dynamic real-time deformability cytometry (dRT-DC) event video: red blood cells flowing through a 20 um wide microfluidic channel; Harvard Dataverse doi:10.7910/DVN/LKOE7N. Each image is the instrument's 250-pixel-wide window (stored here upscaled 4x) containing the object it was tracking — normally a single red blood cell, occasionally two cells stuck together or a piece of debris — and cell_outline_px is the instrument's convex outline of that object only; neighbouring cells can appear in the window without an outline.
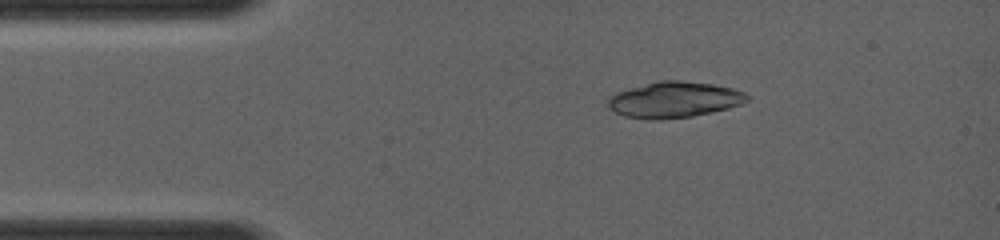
{"species": "common noctule bat (a hibernating species)", "species_latin": "Nyctalus noctula", "temperature_condition": "room temperature", "stored_images_in_passage": 6, "camera_frame_rate_fps": 4000, "um_per_image_px": 0.085, "animal": {"sex": "female", "body_mass_g": 19.0, "forearm_length_mm": 56.7}, "frame": {"image": 1, "passage_image": 1, "time_ms": 0.0, "image_size_px": [1000, 240], "cell_outline_px": [[752, 96], [744, 104], [712, 112], [692, 116], [660, 120], [648, 120], [624, 116], [616, 112], [608, 104], [608, 96], [616, 92], [656, 80], [680, 80], [712, 84], [732, 88], [744, 92]], "centroid_in_image_um": [57.33, 8.47], "position_along_channel_um": 27.7, "area_um2": 29.42}}